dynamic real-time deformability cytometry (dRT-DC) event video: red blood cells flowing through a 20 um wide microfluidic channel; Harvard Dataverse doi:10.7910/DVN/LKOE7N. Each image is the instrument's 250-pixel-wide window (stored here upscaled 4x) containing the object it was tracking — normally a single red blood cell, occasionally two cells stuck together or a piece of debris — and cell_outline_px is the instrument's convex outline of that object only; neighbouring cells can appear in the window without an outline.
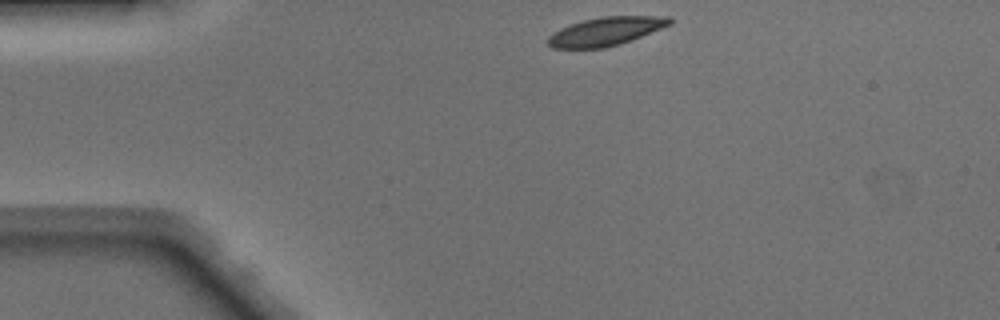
{"species": "Egyptian fruit bat (a non-hibernating species)", "species_latin": "Rousettus aegyptiacus", "temperature_condition": "warm", "stored_images_in_passage": 40, "camera_frame_rate_fps": 3000, "um_per_image_px": 0.085, "animal": {"sex": "male"}, "frame": {"image": 1, "passage_image": 1, "time_ms": 0.0, "image_size_px": [1000, 320], "cell_outline_px": [[672, 24], [620, 44], [604, 48], [552, 48], [548, 44], [548, 36], [560, 28], [584, 20], [604, 16], [668, 16], [672, 20]], "centroid_in_image_um": [51.49, 2.66], "position_along_channel_um": 33.5, "area_um2": 20.0}}
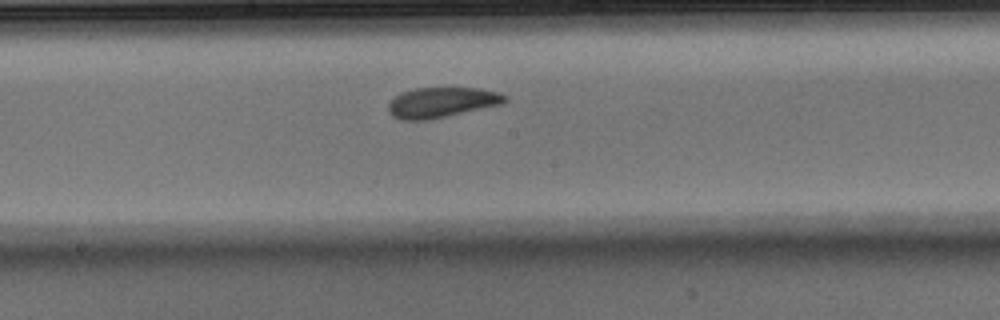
{"frame": {"image": 2, "passage_image": 17, "time_ms": 5.333, "image_size_px": [1000, 320], "cell_outline_px": [[508, 100], [500, 104], [428, 120], [400, 120], [392, 116], [388, 112], [388, 104], [400, 92], [416, 88], [480, 88], [500, 92], [508, 96]], "centroid_in_image_um": [37.53, 8.7], "position_along_channel_um": 210.7, "area_um2": 20.52}}
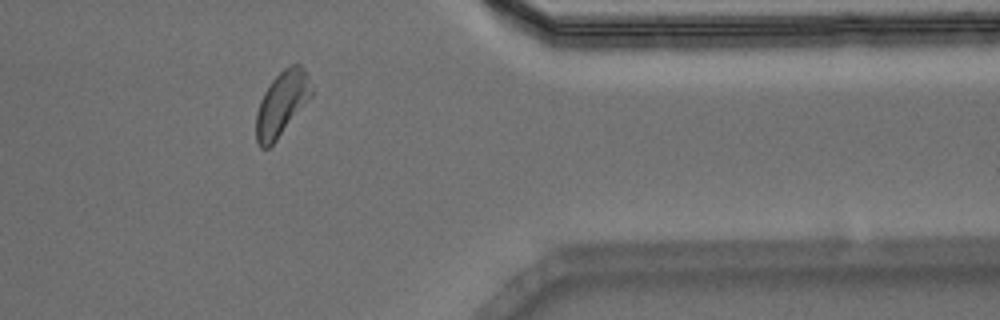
{"frame": {"image": 3, "passage_image": 31, "time_ms": 10.0, "image_size_px": [1000, 320], "cell_outline_px": [[312, 96], [276, 140], [268, 148], [260, 148], [256, 140], [256, 112], [260, 100], [264, 92], [272, 80], [284, 68], [292, 64], [300, 64], [304, 68], [308, 76], [312, 88]], "centroid_in_image_um": [23.94, 8.8], "position_along_channel_um": 387.5, "area_um2": 20.63}, "authors_computed_cell_mechanics": {"area_um2": 20.6346, "velocity_mm_per_s": 4.1344, "shape_relaxation_time_tau1_ms": 3.6672, "shape_relaxation_time_tau2_ms": 2.5821, "deformation_change_tau1": 0.1219, "deformation_change_tau2": 0.0977}}